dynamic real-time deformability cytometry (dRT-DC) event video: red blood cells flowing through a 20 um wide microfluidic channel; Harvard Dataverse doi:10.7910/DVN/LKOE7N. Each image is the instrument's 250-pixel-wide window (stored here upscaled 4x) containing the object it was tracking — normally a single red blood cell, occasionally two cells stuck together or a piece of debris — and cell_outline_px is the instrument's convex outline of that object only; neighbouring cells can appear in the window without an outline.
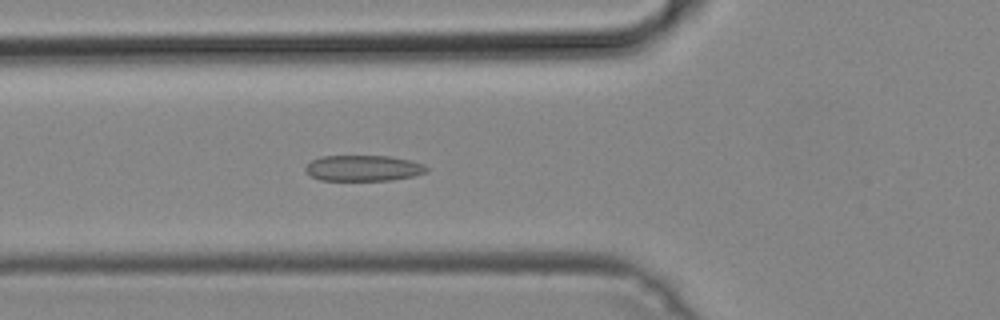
{"species": "common noctule bat (a hibernating species)", "species_latin": "Nyctalus noctula", "temperature_condition": "cold", "stored_images_in_passage": 50, "camera_frame_rate_fps": 3000, "um_per_image_px": 0.085, "animal": {"sex": "male", "body_mass_g": 19.2, "forearm_length_mm": 51.8}, "frame": {"image": 1, "passage_image": 18, "time_ms": 5.667, "image_size_px": [1000, 320], "cell_outline_px": [[428, 172], [412, 176], [392, 180], [320, 180], [312, 176], [304, 168], [312, 160], [320, 156], [392, 156], [424, 164], [428, 168]], "centroid_in_image_um": [30.9, 14.29], "position_along_channel_um": 94.9, "area_um2": 18.15}}
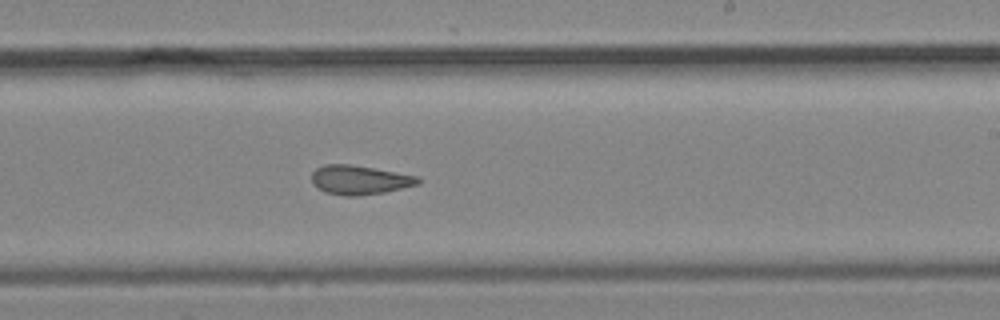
{"frame": {"image": 2, "passage_image": 30, "time_ms": 9.667, "image_size_px": [1000, 320], "cell_outline_px": [[420, 184], [384, 192], [356, 196], [344, 196], [324, 192], [316, 188], [312, 184], [312, 172], [316, 168], [324, 164], [348, 164], [420, 176]], "centroid_in_image_um": [30.54, 15.3], "position_along_channel_um": 258.5, "area_um2": 18.15}}
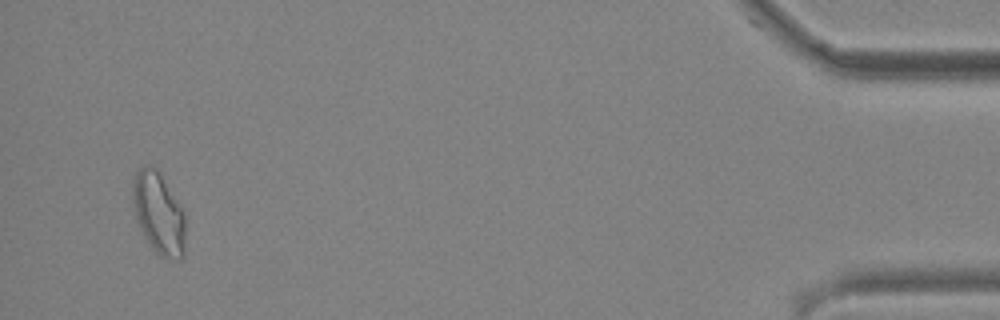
{"frame": {"image": 3, "passage_image": 48, "time_ms": 15.667, "image_size_px": [1000, 320], "cell_outline_px": [[184, 256], [180, 260], [160, 256], [152, 248], [140, 228], [136, 220], [132, 200], [132, 184], [136, 172], [144, 164], [152, 164], [160, 172], [184, 212]], "centroid_in_image_um": [13.46, 18.09], "position_along_channel_um": 421.7, "area_um2": 25.14}}